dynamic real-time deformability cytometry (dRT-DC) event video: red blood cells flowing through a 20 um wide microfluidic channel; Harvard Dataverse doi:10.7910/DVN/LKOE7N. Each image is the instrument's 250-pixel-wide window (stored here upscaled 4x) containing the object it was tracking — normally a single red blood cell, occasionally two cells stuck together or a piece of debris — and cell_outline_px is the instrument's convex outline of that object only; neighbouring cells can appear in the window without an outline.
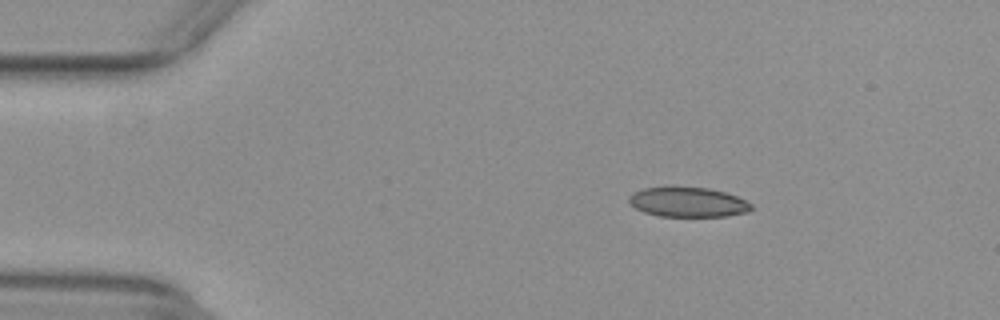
{"species": "common noctule bat (a hibernating species)", "species_latin": "Nyctalus noctula", "temperature_condition": "warm", "stored_images_in_passage": 12, "camera_frame_rate_fps": 3000, "um_per_image_px": 0.085, "animal": {"sex": "female", "body_mass_g": 29.2, "forearm_length_mm": 56.3}, "frame": {"image": 1, "passage_image": 9, "time_ms": 2.667, "image_size_px": [1000, 320], "cell_outline_px": [[752, 208], [748, 212], [728, 216], [660, 216], [644, 212], [636, 208], [628, 200], [628, 196], [644, 188], [664, 184], [672, 184], [708, 188], [724, 192], [736, 196], [752, 204]], "centroid_in_image_um": [58.44, 17.13], "position_along_channel_um": 26.6, "area_um2": 21.79}}